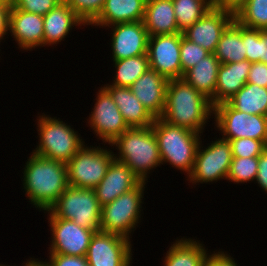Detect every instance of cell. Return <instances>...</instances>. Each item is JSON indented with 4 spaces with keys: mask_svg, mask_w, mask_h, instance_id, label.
<instances>
[{
    "mask_svg": "<svg viewBox=\"0 0 267 266\" xmlns=\"http://www.w3.org/2000/svg\"><path fill=\"white\" fill-rule=\"evenodd\" d=\"M43 16L26 12L11 6L9 13V35L13 36L18 47L32 51L43 47L44 36Z\"/></svg>",
    "mask_w": 267,
    "mask_h": 266,
    "instance_id": "cell-17",
    "label": "cell"
},
{
    "mask_svg": "<svg viewBox=\"0 0 267 266\" xmlns=\"http://www.w3.org/2000/svg\"><path fill=\"white\" fill-rule=\"evenodd\" d=\"M234 19L243 27L267 30V0H245Z\"/></svg>",
    "mask_w": 267,
    "mask_h": 266,
    "instance_id": "cell-30",
    "label": "cell"
},
{
    "mask_svg": "<svg viewBox=\"0 0 267 266\" xmlns=\"http://www.w3.org/2000/svg\"><path fill=\"white\" fill-rule=\"evenodd\" d=\"M168 81L163 75L150 68L130 87L133 94L154 118L162 116Z\"/></svg>",
    "mask_w": 267,
    "mask_h": 266,
    "instance_id": "cell-19",
    "label": "cell"
},
{
    "mask_svg": "<svg viewBox=\"0 0 267 266\" xmlns=\"http://www.w3.org/2000/svg\"><path fill=\"white\" fill-rule=\"evenodd\" d=\"M259 62L267 64V30H258Z\"/></svg>",
    "mask_w": 267,
    "mask_h": 266,
    "instance_id": "cell-44",
    "label": "cell"
},
{
    "mask_svg": "<svg viewBox=\"0 0 267 266\" xmlns=\"http://www.w3.org/2000/svg\"><path fill=\"white\" fill-rule=\"evenodd\" d=\"M234 109L247 114L267 116V88L246 83L227 101Z\"/></svg>",
    "mask_w": 267,
    "mask_h": 266,
    "instance_id": "cell-28",
    "label": "cell"
},
{
    "mask_svg": "<svg viewBox=\"0 0 267 266\" xmlns=\"http://www.w3.org/2000/svg\"><path fill=\"white\" fill-rule=\"evenodd\" d=\"M14 1L15 0H0V2L6 3V4L10 5V6L13 5Z\"/></svg>",
    "mask_w": 267,
    "mask_h": 266,
    "instance_id": "cell-46",
    "label": "cell"
},
{
    "mask_svg": "<svg viewBox=\"0 0 267 266\" xmlns=\"http://www.w3.org/2000/svg\"><path fill=\"white\" fill-rule=\"evenodd\" d=\"M110 146L119 151L114 159L126 164L141 181H147L148 174L162 164L152 126L129 128Z\"/></svg>",
    "mask_w": 267,
    "mask_h": 266,
    "instance_id": "cell-3",
    "label": "cell"
},
{
    "mask_svg": "<svg viewBox=\"0 0 267 266\" xmlns=\"http://www.w3.org/2000/svg\"><path fill=\"white\" fill-rule=\"evenodd\" d=\"M86 24L91 25L101 13L105 0H63Z\"/></svg>",
    "mask_w": 267,
    "mask_h": 266,
    "instance_id": "cell-33",
    "label": "cell"
},
{
    "mask_svg": "<svg viewBox=\"0 0 267 266\" xmlns=\"http://www.w3.org/2000/svg\"><path fill=\"white\" fill-rule=\"evenodd\" d=\"M43 20V47L59 44L67 37L72 27L86 25L64 1L44 15Z\"/></svg>",
    "mask_w": 267,
    "mask_h": 266,
    "instance_id": "cell-20",
    "label": "cell"
},
{
    "mask_svg": "<svg viewBox=\"0 0 267 266\" xmlns=\"http://www.w3.org/2000/svg\"><path fill=\"white\" fill-rule=\"evenodd\" d=\"M258 157H233L226 180L229 182L249 183L257 176Z\"/></svg>",
    "mask_w": 267,
    "mask_h": 266,
    "instance_id": "cell-32",
    "label": "cell"
},
{
    "mask_svg": "<svg viewBox=\"0 0 267 266\" xmlns=\"http://www.w3.org/2000/svg\"><path fill=\"white\" fill-rule=\"evenodd\" d=\"M143 22L149 36L181 33L172 0H146Z\"/></svg>",
    "mask_w": 267,
    "mask_h": 266,
    "instance_id": "cell-24",
    "label": "cell"
},
{
    "mask_svg": "<svg viewBox=\"0 0 267 266\" xmlns=\"http://www.w3.org/2000/svg\"><path fill=\"white\" fill-rule=\"evenodd\" d=\"M103 87L112 96L113 101L130 128L152 126L155 118L141 104L130 88L116 87L110 84Z\"/></svg>",
    "mask_w": 267,
    "mask_h": 266,
    "instance_id": "cell-21",
    "label": "cell"
},
{
    "mask_svg": "<svg viewBox=\"0 0 267 266\" xmlns=\"http://www.w3.org/2000/svg\"><path fill=\"white\" fill-rule=\"evenodd\" d=\"M146 181H142L131 191L120 195L111 203L102 206L101 230L114 233L130 240L131 233L138 227L144 201Z\"/></svg>",
    "mask_w": 267,
    "mask_h": 266,
    "instance_id": "cell-7",
    "label": "cell"
},
{
    "mask_svg": "<svg viewBox=\"0 0 267 266\" xmlns=\"http://www.w3.org/2000/svg\"><path fill=\"white\" fill-rule=\"evenodd\" d=\"M234 259L224 251H214L207 256L205 266H237L238 264Z\"/></svg>",
    "mask_w": 267,
    "mask_h": 266,
    "instance_id": "cell-40",
    "label": "cell"
},
{
    "mask_svg": "<svg viewBox=\"0 0 267 266\" xmlns=\"http://www.w3.org/2000/svg\"><path fill=\"white\" fill-rule=\"evenodd\" d=\"M181 33L149 36V66L166 79L182 78Z\"/></svg>",
    "mask_w": 267,
    "mask_h": 266,
    "instance_id": "cell-14",
    "label": "cell"
},
{
    "mask_svg": "<svg viewBox=\"0 0 267 266\" xmlns=\"http://www.w3.org/2000/svg\"><path fill=\"white\" fill-rule=\"evenodd\" d=\"M220 65L221 62L215 57L214 53H210L183 75V78L198 92L207 97L213 106H215V88Z\"/></svg>",
    "mask_w": 267,
    "mask_h": 266,
    "instance_id": "cell-25",
    "label": "cell"
},
{
    "mask_svg": "<svg viewBox=\"0 0 267 266\" xmlns=\"http://www.w3.org/2000/svg\"><path fill=\"white\" fill-rule=\"evenodd\" d=\"M112 60L147 54L149 34L143 21L117 23L111 26Z\"/></svg>",
    "mask_w": 267,
    "mask_h": 266,
    "instance_id": "cell-16",
    "label": "cell"
},
{
    "mask_svg": "<svg viewBox=\"0 0 267 266\" xmlns=\"http://www.w3.org/2000/svg\"><path fill=\"white\" fill-rule=\"evenodd\" d=\"M232 146L229 140L220 137L207 147H202L200 141L195 163L191 174L187 177L192 185L197 183L217 182L226 180L232 162Z\"/></svg>",
    "mask_w": 267,
    "mask_h": 266,
    "instance_id": "cell-10",
    "label": "cell"
},
{
    "mask_svg": "<svg viewBox=\"0 0 267 266\" xmlns=\"http://www.w3.org/2000/svg\"><path fill=\"white\" fill-rule=\"evenodd\" d=\"M37 119L39 141L33 153L67 164L84 146L85 141L78 131L61 121L43 113Z\"/></svg>",
    "mask_w": 267,
    "mask_h": 266,
    "instance_id": "cell-5",
    "label": "cell"
},
{
    "mask_svg": "<svg viewBox=\"0 0 267 266\" xmlns=\"http://www.w3.org/2000/svg\"><path fill=\"white\" fill-rule=\"evenodd\" d=\"M102 206L94 189L68 186L51 206L48 217L70 220L81 227L99 232L101 230Z\"/></svg>",
    "mask_w": 267,
    "mask_h": 266,
    "instance_id": "cell-6",
    "label": "cell"
},
{
    "mask_svg": "<svg viewBox=\"0 0 267 266\" xmlns=\"http://www.w3.org/2000/svg\"><path fill=\"white\" fill-rule=\"evenodd\" d=\"M215 126L225 140L251 138L267 140V116L247 114L234 109L228 102L214 106Z\"/></svg>",
    "mask_w": 267,
    "mask_h": 266,
    "instance_id": "cell-9",
    "label": "cell"
},
{
    "mask_svg": "<svg viewBox=\"0 0 267 266\" xmlns=\"http://www.w3.org/2000/svg\"><path fill=\"white\" fill-rule=\"evenodd\" d=\"M214 106L184 78L171 79L166 89L165 106L161 118L176 126L203 134Z\"/></svg>",
    "mask_w": 267,
    "mask_h": 266,
    "instance_id": "cell-1",
    "label": "cell"
},
{
    "mask_svg": "<svg viewBox=\"0 0 267 266\" xmlns=\"http://www.w3.org/2000/svg\"><path fill=\"white\" fill-rule=\"evenodd\" d=\"M23 168V189L30 204L47 211L69 186L65 163L32 152Z\"/></svg>",
    "mask_w": 267,
    "mask_h": 266,
    "instance_id": "cell-2",
    "label": "cell"
},
{
    "mask_svg": "<svg viewBox=\"0 0 267 266\" xmlns=\"http://www.w3.org/2000/svg\"><path fill=\"white\" fill-rule=\"evenodd\" d=\"M11 6L0 2V44L4 40V36L9 33V13Z\"/></svg>",
    "mask_w": 267,
    "mask_h": 266,
    "instance_id": "cell-42",
    "label": "cell"
},
{
    "mask_svg": "<svg viewBox=\"0 0 267 266\" xmlns=\"http://www.w3.org/2000/svg\"><path fill=\"white\" fill-rule=\"evenodd\" d=\"M50 223L51 241L49 254L86 256L91 238L96 231L57 217H47Z\"/></svg>",
    "mask_w": 267,
    "mask_h": 266,
    "instance_id": "cell-13",
    "label": "cell"
},
{
    "mask_svg": "<svg viewBox=\"0 0 267 266\" xmlns=\"http://www.w3.org/2000/svg\"><path fill=\"white\" fill-rule=\"evenodd\" d=\"M146 0H105L101 13L91 26L143 21Z\"/></svg>",
    "mask_w": 267,
    "mask_h": 266,
    "instance_id": "cell-22",
    "label": "cell"
},
{
    "mask_svg": "<svg viewBox=\"0 0 267 266\" xmlns=\"http://www.w3.org/2000/svg\"><path fill=\"white\" fill-rule=\"evenodd\" d=\"M44 266H90L85 256L50 254L48 261H40Z\"/></svg>",
    "mask_w": 267,
    "mask_h": 266,
    "instance_id": "cell-38",
    "label": "cell"
},
{
    "mask_svg": "<svg viewBox=\"0 0 267 266\" xmlns=\"http://www.w3.org/2000/svg\"><path fill=\"white\" fill-rule=\"evenodd\" d=\"M247 83L267 88V64L253 62L249 70Z\"/></svg>",
    "mask_w": 267,
    "mask_h": 266,
    "instance_id": "cell-39",
    "label": "cell"
},
{
    "mask_svg": "<svg viewBox=\"0 0 267 266\" xmlns=\"http://www.w3.org/2000/svg\"><path fill=\"white\" fill-rule=\"evenodd\" d=\"M99 146H84L66 164L70 186L94 189L104 178L114 152Z\"/></svg>",
    "mask_w": 267,
    "mask_h": 266,
    "instance_id": "cell-8",
    "label": "cell"
},
{
    "mask_svg": "<svg viewBox=\"0 0 267 266\" xmlns=\"http://www.w3.org/2000/svg\"><path fill=\"white\" fill-rule=\"evenodd\" d=\"M172 2L176 23L181 33L212 8L210 0H172Z\"/></svg>",
    "mask_w": 267,
    "mask_h": 266,
    "instance_id": "cell-31",
    "label": "cell"
},
{
    "mask_svg": "<svg viewBox=\"0 0 267 266\" xmlns=\"http://www.w3.org/2000/svg\"><path fill=\"white\" fill-rule=\"evenodd\" d=\"M96 95V102L87 123L98 139L110 145L130 127L125 122L112 96L104 87H100Z\"/></svg>",
    "mask_w": 267,
    "mask_h": 266,
    "instance_id": "cell-12",
    "label": "cell"
},
{
    "mask_svg": "<svg viewBox=\"0 0 267 266\" xmlns=\"http://www.w3.org/2000/svg\"><path fill=\"white\" fill-rule=\"evenodd\" d=\"M255 181L267 193V148L258 157V170Z\"/></svg>",
    "mask_w": 267,
    "mask_h": 266,
    "instance_id": "cell-41",
    "label": "cell"
},
{
    "mask_svg": "<svg viewBox=\"0 0 267 266\" xmlns=\"http://www.w3.org/2000/svg\"><path fill=\"white\" fill-rule=\"evenodd\" d=\"M192 238L173 242L164 257L163 266H205L209 253L204 244Z\"/></svg>",
    "mask_w": 267,
    "mask_h": 266,
    "instance_id": "cell-26",
    "label": "cell"
},
{
    "mask_svg": "<svg viewBox=\"0 0 267 266\" xmlns=\"http://www.w3.org/2000/svg\"><path fill=\"white\" fill-rule=\"evenodd\" d=\"M245 0H210L212 8L224 9L235 13Z\"/></svg>",
    "mask_w": 267,
    "mask_h": 266,
    "instance_id": "cell-43",
    "label": "cell"
},
{
    "mask_svg": "<svg viewBox=\"0 0 267 266\" xmlns=\"http://www.w3.org/2000/svg\"><path fill=\"white\" fill-rule=\"evenodd\" d=\"M214 55L221 64L247 60L245 41H242V25L235 19L223 31Z\"/></svg>",
    "mask_w": 267,
    "mask_h": 266,
    "instance_id": "cell-27",
    "label": "cell"
},
{
    "mask_svg": "<svg viewBox=\"0 0 267 266\" xmlns=\"http://www.w3.org/2000/svg\"><path fill=\"white\" fill-rule=\"evenodd\" d=\"M233 20V12L211 8L182 34L209 53H214L223 31Z\"/></svg>",
    "mask_w": 267,
    "mask_h": 266,
    "instance_id": "cell-15",
    "label": "cell"
},
{
    "mask_svg": "<svg viewBox=\"0 0 267 266\" xmlns=\"http://www.w3.org/2000/svg\"><path fill=\"white\" fill-rule=\"evenodd\" d=\"M158 142L159 153L164 163H169L188 177L194 167L195 156L201 141V134L187 128L172 125L161 117L155 118L152 124Z\"/></svg>",
    "mask_w": 267,
    "mask_h": 266,
    "instance_id": "cell-4",
    "label": "cell"
},
{
    "mask_svg": "<svg viewBox=\"0 0 267 266\" xmlns=\"http://www.w3.org/2000/svg\"><path fill=\"white\" fill-rule=\"evenodd\" d=\"M242 41H245L246 57L249 62H259L258 30L242 26Z\"/></svg>",
    "mask_w": 267,
    "mask_h": 266,
    "instance_id": "cell-37",
    "label": "cell"
},
{
    "mask_svg": "<svg viewBox=\"0 0 267 266\" xmlns=\"http://www.w3.org/2000/svg\"><path fill=\"white\" fill-rule=\"evenodd\" d=\"M131 244V240L123 236L95 232L85 257L90 266H131Z\"/></svg>",
    "mask_w": 267,
    "mask_h": 266,
    "instance_id": "cell-11",
    "label": "cell"
},
{
    "mask_svg": "<svg viewBox=\"0 0 267 266\" xmlns=\"http://www.w3.org/2000/svg\"><path fill=\"white\" fill-rule=\"evenodd\" d=\"M229 141L232 146V157H259L267 148V140L244 137Z\"/></svg>",
    "mask_w": 267,
    "mask_h": 266,
    "instance_id": "cell-35",
    "label": "cell"
},
{
    "mask_svg": "<svg viewBox=\"0 0 267 266\" xmlns=\"http://www.w3.org/2000/svg\"><path fill=\"white\" fill-rule=\"evenodd\" d=\"M31 259H33V258L30 257V260H27V262L24 263L25 265H23V266H26V264H28L31 261ZM0 266H10V265L0 264Z\"/></svg>",
    "mask_w": 267,
    "mask_h": 266,
    "instance_id": "cell-47",
    "label": "cell"
},
{
    "mask_svg": "<svg viewBox=\"0 0 267 266\" xmlns=\"http://www.w3.org/2000/svg\"><path fill=\"white\" fill-rule=\"evenodd\" d=\"M251 65L252 62L248 60L220 65L215 88V106L227 102L247 83Z\"/></svg>",
    "mask_w": 267,
    "mask_h": 266,
    "instance_id": "cell-23",
    "label": "cell"
},
{
    "mask_svg": "<svg viewBox=\"0 0 267 266\" xmlns=\"http://www.w3.org/2000/svg\"><path fill=\"white\" fill-rule=\"evenodd\" d=\"M113 62V67H115L116 73L115 77H113V82L110 85L116 87L130 88L142 74L150 69L148 54L129 57L122 60H113Z\"/></svg>",
    "mask_w": 267,
    "mask_h": 266,
    "instance_id": "cell-29",
    "label": "cell"
},
{
    "mask_svg": "<svg viewBox=\"0 0 267 266\" xmlns=\"http://www.w3.org/2000/svg\"><path fill=\"white\" fill-rule=\"evenodd\" d=\"M210 53L200 45L186 39L181 33L180 61L182 67V78L184 73L198 64V61L205 58Z\"/></svg>",
    "mask_w": 267,
    "mask_h": 266,
    "instance_id": "cell-34",
    "label": "cell"
},
{
    "mask_svg": "<svg viewBox=\"0 0 267 266\" xmlns=\"http://www.w3.org/2000/svg\"><path fill=\"white\" fill-rule=\"evenodd\" d=\"M62 1L63 0H15L12 6L16 9L44 16Z\"/></svg>",
    "mask_w": 267,
    "mask_h": 266,
    "instance_id": "cell-36",
    "label": "cell"
},
{
    "mask_svg": "<svg viewBox=\"0 0 267 266\" xmlns=\"http://www.w3.org/2000/svg\"><path fill=\"white\" fill-rule=\"evenodd\" d=\"M132 170L124 163L113 159L101 182L94 188L101 206L111 203L120 195L127 193L141 183Z\"/></svg>",
    "mask_w": 267,
    "mask_h": 266,
    "instance_id": "cell-18",
    "label": "cell"
},
{
    "mask_svg": "<svg viewBox=\"0 0 267 266\" xmlns=\"http://www.w3.org/2000/svg\"><path fill=\"white\" fill-rule=\"evenodd\" d=\"M26 266H44V265L40 262V260L33 258L28 264H26Z\"/></svg>",
    "mask_w": 267,
    "mask_h": 266,
    "instance_id": "cell-45",
    "label": "cell"
}]
</instances>
